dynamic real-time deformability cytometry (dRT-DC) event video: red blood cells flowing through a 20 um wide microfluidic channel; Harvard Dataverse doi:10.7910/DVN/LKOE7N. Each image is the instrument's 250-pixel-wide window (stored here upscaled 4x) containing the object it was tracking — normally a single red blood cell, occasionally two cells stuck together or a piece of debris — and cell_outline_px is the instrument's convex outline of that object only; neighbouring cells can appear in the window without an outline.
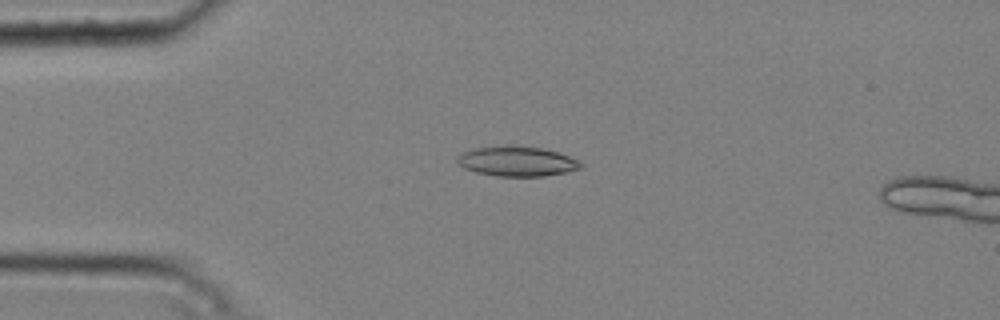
{"species": "common noctule bat (a hibernating species)", "species_latin": "Nyctalus noctula", "temperature_condition": "cold", "stored_images_in_passage": 5, "camera_frame_rate_fps": 3000, "um_per_image_px": 0.085, "animal": {"sex": "male", "body_mass_g": 20.4}, "frame": {"image": 1, "passage_image": 4, "time_ms": 1.0, "image_size_px": [1000, 320], "cell_outline_px": [[584, 164], [580, 168], [568, 172], [544, 176], [496, 176], [476, 172], [464, 168], [456, 160], [456, 156], [460, 152], [476, 148], [544, 148], [580, 160]], "centroid_in_image_um": [43.96, 13.75], "position_along_channel_um": 41.0, "area_um2": 20.87}}